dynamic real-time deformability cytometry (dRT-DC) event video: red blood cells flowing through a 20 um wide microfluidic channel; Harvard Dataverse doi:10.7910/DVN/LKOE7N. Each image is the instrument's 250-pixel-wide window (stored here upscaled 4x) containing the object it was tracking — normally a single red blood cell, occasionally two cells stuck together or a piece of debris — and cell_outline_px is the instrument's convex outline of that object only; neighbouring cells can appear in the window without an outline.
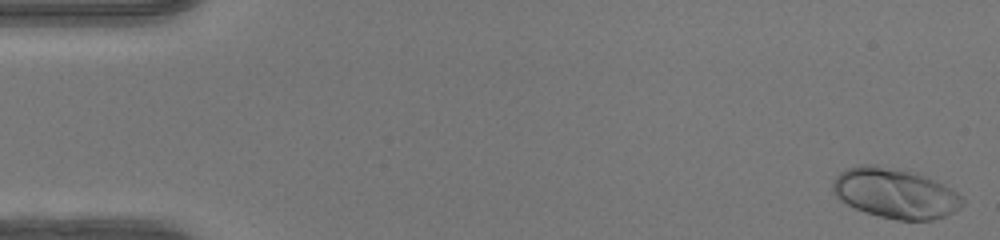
{"species": "human", "species_latin": "Homo sapiens", "temperature_condition": "warm", "stored_images_in_passage": 49, "camera_frame_rate_fps": 3000, "um_per_image_px": 0.085, "donor": {"sex": "female"}, "frame": {"image": 1, "passage_image": 1, "time_ms": 0.0, "image_size_px": [1000, 240], "cell_outline_px": [[964, 204], [960, 208], [944, 216], [932, 220], [896, 220], [880, 216], [856, 208], [840, 200], [836, 196], [832, 188], [832, 184], [836, 176], [840, 172], [848, 168], [860, 164], [876, 164], [916, 172], [956, 192], [964, 200]], "centroid_in_image_um": [76.07, 16.41], "position_along_channel_um": 8.9, "area_um2": 37.51}}
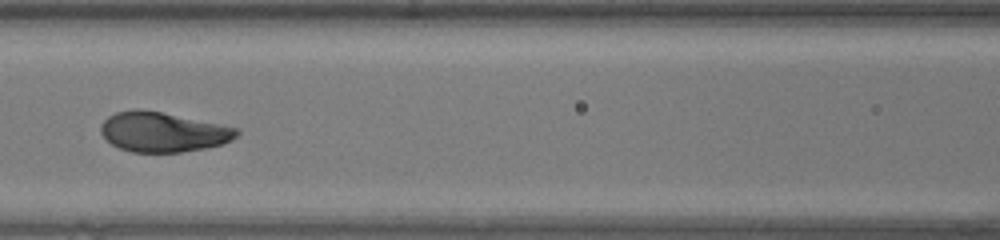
{"frame": {"image": 2, "passage_image": 22, "time_ms": 7.0, "image_size_px": [1000, 240], "cell_outline_px": [[240, 132], [232, 140], [220, 144], [204, 148], [180, 152], [132, 152], [120, 148], [112, 144], [100, 132], [100, 124], [108, 116], [116, 112], [136, 108], [140, 108], [240, 128]], "centroid_in_image_um": [13.83, 11.21], "position_along_channel_um": 152.8, "area_um2": 31.39}}
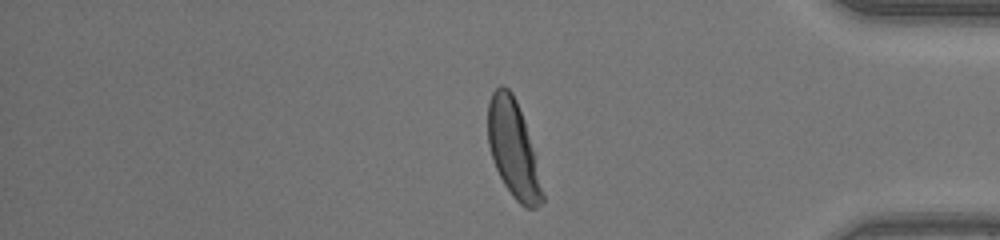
{"frame": {"image": 3, "passage_image": 41, "time_ms": 13.333, "image_size_px": [1000, 240], "cell_outline_px": [[544, 204], [536, 208], [524, 208], [512, 196], [504, 184], [496, 168], [488, 144], [488, 104], [492, 92], [500, 84], [504, 84], [512, 92], [516, 100], [524, 120], [532, 148], [544, 196]], "centroid_in_image_um": [43.61, 12.67], "position_along_channel_um": 391.6, "area_um2": 30.4}, "authors_computed_cell_mechanics": {"area_um2": 32.1368, "velocity_mm_per_s": 4.1748, "shape_relaxation_time_tau1_ms": 1.8484, "shape_relaxation_time_tau2_ms": null, "deformation_change_tau1": 0.177, "deformation_change_tau2": null}}